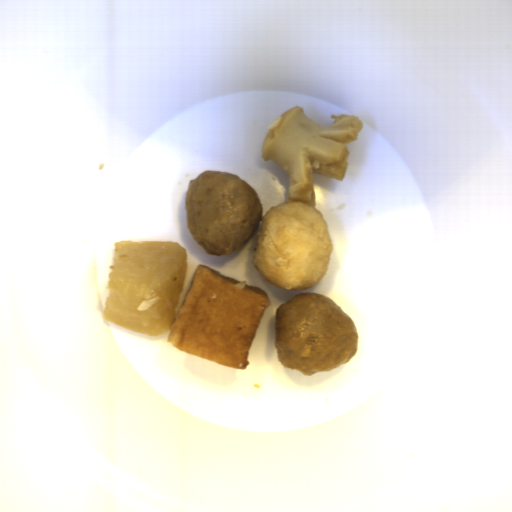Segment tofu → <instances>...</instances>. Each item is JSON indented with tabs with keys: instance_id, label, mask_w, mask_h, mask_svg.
Wrapping results in <instances>:
<instances>
[{
	"instance_id": "1",
	"label": "tofu",
	"mask_w": 512,
	"mask_h": 512,
	"mask_svg": "<svg viewBox=\"0 0 512 512\" xmlns=\"http://www.w3.org/2000/svg\"><path fill=\"white\" fill-rule=\"evenodd\" d=\"M270 305L264 290L198 265L166 341L185 354L245 370L252 341Z\"/></svg>"
}]
</instances>
